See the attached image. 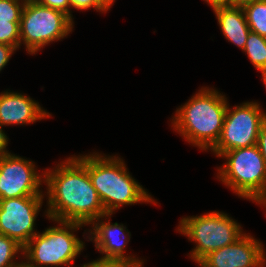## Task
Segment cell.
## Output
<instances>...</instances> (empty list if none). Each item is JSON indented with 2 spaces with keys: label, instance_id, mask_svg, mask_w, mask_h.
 <instances>
[{
  "label": "cell",
  "instance_id": "cell-1",
  "mask_svg": "<svg viewBox=\"0 0 266 267\" xmlns=\"http://www.w3.org/2000/svg\"><path fill=\"white\" fill-rule=\"evenodd\" d=\"M63 160V161H62ZM45 168L44 194L46 219L78 222L90 226L106 215L104 206L93 187L87 168L74 156Z\"/></svg>",
  "mask_w": 266,
  "mask_h": 267
},
{
  "label": "cell",
  "instance_id": "cell-2",
  "mask_svg": "<svg viewBox=\"0 0 266 267\" xmlns=\"http://www.w3.org/2000/svg\"><path fill=\"white\" fill-rule=\"evenodd\" d=\"M74 156L87 168L106 214L113 215L126 205L159 203L132 176L126 162L117 153L109 155L94 150Z\"/></svg>",
  "mask_w": 266,
  "mask_h": 267
},
{
  "label": "cell",
  "instance_id": "cell-3",
  "mask_svg": "<svg viewBox=\"0 0 266 267\" xmlns=\"http://www.w3.org/2000/svg\"><path fill=\"white\" fill-rule=\"evenodd\" d=\"M228 97L215 87L202 86L170 118L171 129L193 147L208 152L218 141Z\"/></svg>",
  "mask_w": 266,
  "mask_h": 267
},
{
  "label": "cell",
  "instance_id": "cell-4",
  "mask_svg": "<svg viewBox=\"0 0 266 267\" xmlns=\"http://www.w3.org/2000/svg\"><path fill=\"white\" fill-rule=\"evenodd\" d=\"M48 220L56 225L39 231L23 247V263L30 267H73L86 246L76 232L86 225Z\"/></svg>",
  "mask_w": 266,
  "mask_h": 267
},
{
  "label": "cell",
  "instance_id": "cell-5",
  "mask_svg": "<svg viewBox=\"0 0 266 267\" xmlns=\"http://www.w3.org/2000/svg\"><path fill=\"white\" fill-rule=\"evenodd\" d=\"M219 158L225 162L216 167V179L239 198L266 208V164L258 146L228 150Z\"/></svg>",
  "mask_w": 266,
  "mask_h": 267
},
{
  "label": "cell",
  "instance_id": "cell-6",
  "mask_svg": "<svg viewBox=\"0 0 266 267\" xmlns=\"http://www.w3.org/2000/svg\"><path fill=\"white\" fill-rule=\"evenodd\" d=\"M179 220L175 231L194 243L187 256L196 264L209 253L234 243L245 233L237 220L219 210L182 216Z\"/></svg>",
  "mask_w": 266,
  "mask_h": 267
},
{
  "label": "cell",
  "instance_id": "cell-7",
  "mask_svg": "<svg viewBox=\"0 0 266 267\" xmlns=\"http://www.w3.org/2000/svg\"><path fill=\"white\" fill-rule=\"evenodd\" d=\"M75 22L58 10L37 2L25 3L20 20V48L31 56L74 32Z\"/></svg>",
  "mask_w": 266,
  "mask_h": 267
},
{
  "label": "cell",
  "instance_id": "cell-8",
  "mask_svg": "<svg viewBox=\"0 0 266 267\" xmlns=\"http://www.w3.org/2000/svg\"><path fill=\"white\" fill-rule=\"evenodd\" d=\"M266 120V110L259 101H244L230 106L217 143L208 151L219 158L224 152L257 145L258 135Z\"/></svg>",
  "mask_w": 266,
  "mask_h": 267
},
{
  "label": "cell",
  "instance_id": "cell-9",
  "mask_svg": "<svg viewBox=\"0 0 266 267\" xmlns=\"http://www.w3.org/2000/svg\"><path fill=\"white\" fill-rule=\"evenodd\" d=\"M37 167L35 161L11 151L0 157V200L45 196V171Z\"/></svg>",
  "mask_w": 266,
  "mask_h": 267
},
{
  "label": "cell",
  "instance_id": "cell-10",
  "mask_svg": "<svg viewBox=\"0 0 266 267\" xmlns=\"http://www.w3.org/2000/svg\"><path fill=\"white\" fill-rule=\"evenodd\" d=\"M45 196H25L0 200V233L25 246L38 232L37 217Z\"/></svg>",
  "mask_w": 266,
  "mask_h": 267
},
{
  "label": "cell",
  "instance_id": "cell-11",
  "mask_svg": "<svg viewBox=\"0 0 266 267\" xmlns=\"http://www.w3.org/2000/svg\"><path fill=\"white\" fill-rule=\"evenodd\" d=\"M111 217L112 214H106L94 220L91 226H88L90 229L84 230L83 238L93 243L101 257L120 259L135 266H144L145 258L141 259L136 254L125 252L131 239L128 227L122 223H112Z\"/></svg>",
  "mask_w": 266,
  "mask_h": 267
},
{
  "label": "cell",
  "instance_id": "cell-12",
  "mask_svg": "<svg viewBox=\"0 0 266 267\" xmlns=\"http://www.w3.org/2000/svg\"><path fill=\"white\" fill-rule=\"evenodd\" d=\"M199 267H266V249L260 239L244 233L234 243L209 253Z\"/></svg>",
  "mask_w": 266,
  "mask_h": 267
},
{
  "label": "cell",
  "instance_id": "cell-13",
  "mask_svg": "<svg viewBox=\"0 0 266 267\" xmlns=\"http://www.w3.org/2000/svg\"><path fill=\"white\" fill-rule=\"evenodd\" d=\"M52 117L37 100L23 92L6 89L0 92V127L31 125Z\"/></svg>",
  "mask_w": 266,
  "mask_h": 267
},
{
  "label": "cell",
  "instance_id": "cell-14",
  "mask_svg": "<svg viewBox=\"0 0 266 267\" xmlns=\"http://www.w3.org/2000/svg\"><path fill=\"white\" fill-rule=\"evenodd\" d=\"M217 19L222 36L228 42L244 50L250 28L241 6H229L221 3L210 5Z\"/></svg>",
  "mask_w": 266,
  "mask_h": 267
},
{
  "label": "cell",
  "instance_id": "cell-15",
  "mask_svg": "<svg viewBox=\"0 0 266 267\" xmlns=\"http://www.w3.org/2000/svg\"><path fill=\"white\" fill-rule=\"evenodd\" d=\"M242 8L250 30L266 38V0H256Z\"/></svg>",
  "mask_w": 266,
  "mask_h": 267
},
{
  "label": "cell",
  "instance_id": "cell-16",
  "mask_svg": "<svg viewBox=\"0 0 266 267\" xmlns=\"http://www.w3.org/2000/svg\"><path fill=\"white\" fill-rule=\"evenodd\" d=\"M253 67L257 70L266 69V38L250 31L244 50Z\"/></svg>",
  "mask_w": 266,
  "mask_h": 267
},
{
  "label": "cell",
  "instance_id": "cell-17",
  "mask_svg": "<svg viewBox=\"0 0 266 267\" xmlns=\"http://www.w3.org/2000/svg\"><path fill=\"white\" fill-rule=\"evenodd\" d=\"M23 246L0 233V267H21Z\"/></svg>",
  "mask_w": 266,
  "mask_h": 267
},
{
  "label": "cell",
  "instance_id": "cell-18",
  "mask_svg": "<svg viewBox=\"0 0 266 267\" xmlns=\"http://www.w3.org/2000/svg\"><path fill=\"white\" fill-rule=\"evenodd\" d=\"M0 43L20 49V22L0 21Z\"/></svg>",
  "mask_w": 266,
  "mask_h": 267
},
{
  "label": "cell",
  "instance_id": "cell-19",
  "mask_svg": "<svg viewBox=\"0 0 266 267\" xmlns=\"http://www.w3.org/2000/svg\"><path fill=\"white\" fill-rule=\"evenodd\" d=\"M24 4L20 0H0V21L20 22Z\"/></svg>",
  "mask_w": 266,
  "mask_h": 267
},
{
  "label": "cell",
  "instance_id": "cell-20",
  "mask_svg": "<svg viewBox=\"0 0 266 267\" xmlns=\"http://www.w3.org/2000/svg\"><path fill=\"white\" fill-rule=\"evenodd\" d=\"M89 9H93L94 11L100 13H107L108 10L100 3L99 0H70V19L74 22L73 11L71 10H77L81 11H87Z\"/></svg>",
  "mask_w": 266,
  "mask_h": 267
},
{
  "label": "cell",
  "instance_id": "cell-21",
  "mask_svg": "<svg viewBox=\"0 0 266 267\" xmlns=\"http://www.w3.org/2000/svg\"><path fill=\"white\" fill-rule=\"evenodd\" d=\"M80 265L81 266L78 267H144V266H135L120 259H111L104 257H98L95 260L93 259L91 261H88L87 263L85 262Z\"/></svg>",
  "mask_w": 266,
  "mask_h": 267
},
{
  "label": "cell",
  "instance_id": "cell-22",
  "mask_svg": "<svg viewBox=\"0 0 266 267\" xmlns=\"http://www.w3.org/2000/svg\"><path fill=\"white\" fill-rule=\"evenodd\" d=\"M38 4L63 12L70 18V0H37Z\"/></svg>",
  "mask_w": 266,
  "mask_h": 267
},
{
  "label": "cell",
  "instance_id": "cell-23",
  "mask_svg": "<svg viewBox=\"0 0 266 267\" xmlns=\"http://www.w3.org/2000/svg\"><path fill=\"white\" fill-rule=\"evenodd\" d=\"M15 52H17V49L14 46L0 43V73L8 65Z\"/></svg>",
  "mask_w": 266,
  "mask_h": 267
},
{
  "label": "cell",
  "instance_id": "cell-24",
  "mask_svg": "<svg viewBox=\"0 0 266 267\" xmlns=\"http://www.w3.org/2000/svg\"><path fill=\"white\" fill-rule=\"evenodd\" d=\"M257 146L266 164V120L263 122L258 135Z\"/></svg>",
  "mask_w": 266,
  "mask_h": 267
},
{
  "label": "cell",
  "instance_id": "cell-25",
  "mask_svg": "<svg viewBox=\"0 0 266 267\" xmlns=\"http://www.w3.org/2000/svg\"><path fill=\"white\" fill-rule=\"evenodd\" d=\"M8 143H9V137L5 133L4 128L0 127V157L10 152L8 150L9 148L7 147Z\"/></svg>",
  "mask_w": 266,
  "mask_h": 267
},
{
  "label": "cell",
  "instance_id": "cell-26",
  "mask_svg": "<svg viewBox=\"0 0 266 267\" xmlns=\"http://www.w3.org/2000/svg\"><path fill=\"white\" fill-rule=\"evenodd\" d=\"M256 0H222L220 3L229 6H243L247 3L254 2Z\"/></svg>",
  "mask_w": 266,
  "mask_h": 267
},
{
  "label": "cell",
  "instance_id": "cell-27",
  "mask_svg": "<svg viewBox=\"0 0 266 267\" xmlns=\"http://www.w3.org/2000/svg\"><path fill=\"white\" fill-rule=\"evenodd\" d=\"M100 3L109 11L116 0H99Z\"/></svg>",
  "mask_w": 266,
  "mask_h": 267
},
{
  "label": "cell",
  "instance_id": "cell-28",
  "mask_svg": "<svg viewBox=\"0 0 266 267\" xmlns=\"http://www.w3.org/2000/svg\"><path fill=\"white\" fill-rule=\"evenodd\" d=\"M258 72L261 73V80H262L264 86L266 87V69L260 70Z\"/></svg>",
  "mask_w": 266,
  "mask_h": 267
},
{
  "label": "cell",
  "instance_id": "cell-29",
  "mask_svg": "<svg viewBox=\"0 0 266 267\" xmlns=\"http://www.w3.org/2000/svg\"><path fill=\"white\" fill-rule=\"evenodd\" d=\"M208 6L220 3L222 0H203Z\"/></svg>",
  "mask_w": 266,
  "mask_h": 267
},
{
  "label": "cell",
  "instance_id": "cell-30",
  "mask_svg": "<svg viewBox=\"0 0 266 267\" xmlns=\"http://www.w3.org/2000/svg\"><path fill=\"white\" fill-rule=\"evenodd\" d=\"M20 1H22L24 3H29V2H36L37 0H20Z\"/></svg>",
  "mask_w": 266,
  "mask_h": 267
},
{
  "label": "cell",
  "instance_id": "cell-31",
  "mask_svg": "<svg viewBox=\"0 0 266 267\" xmlns=\"http://www.w3.org/2000/svg\"><path fill=\"white\" fill-rule=\"evenodd\" d=\"M21 267H30V266H26L24 263H22V266Z\"/></svg>",
  "mask_w": 266,
  "mask_h": 267
}]
</instances>
